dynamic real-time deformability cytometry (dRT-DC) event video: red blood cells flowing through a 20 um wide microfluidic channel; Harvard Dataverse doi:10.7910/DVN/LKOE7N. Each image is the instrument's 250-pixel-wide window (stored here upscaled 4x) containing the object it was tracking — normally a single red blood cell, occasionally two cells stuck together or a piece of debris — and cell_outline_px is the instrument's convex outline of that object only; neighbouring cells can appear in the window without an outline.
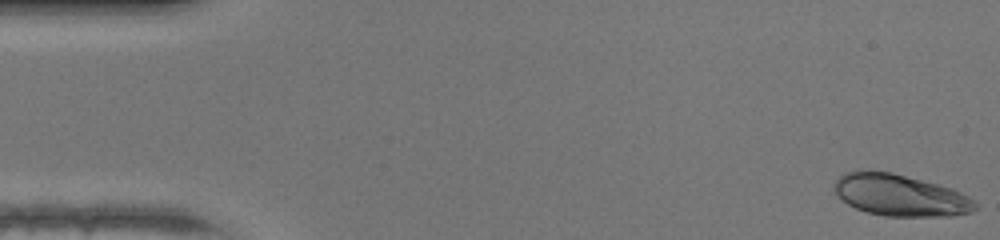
{"species": "human", "species_latin": "Homo sapiens", "temperature_condition": "warm", "stored_images_in_passage": 47, "camera_frame_rate_fps": 3000, "um_per_image_px": 0.085, "donor": {"sex": "female"}, "frame": {"image": 1, "passage_image": 1, "time_ms": 0.0, "image_size_px": [1000, 240], "cell_outline_px": [[976, 208], [972, 212], [952, 216], [884, 216], [868, 212], [856, 208], [848, 204], [836, 192], [836, 180], [844, 172], [856, 168], [868, 168], [892, 172], [952, 188], [968, 196], [976, 204]], "centroid_in_image_um": [76.49, 16.56], "position_along_channel_um": 8.5, "area_um2": 34.39}}
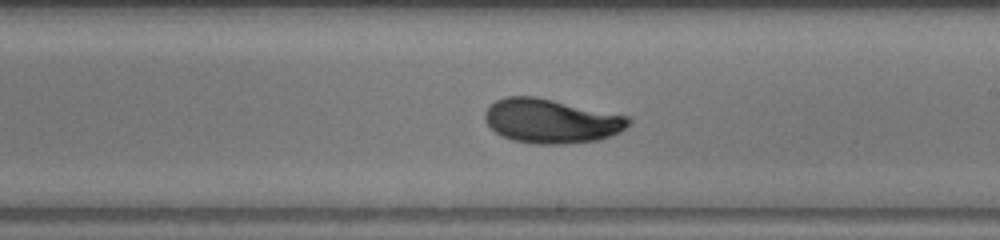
{"frame": {"image": 2, "passage_image": 27, "time_ms": 8.667, "image_size_px": [1000, 240], "cell_outline_px": [[632, 124], [620, 132], [600, 140], [564, 144], [536, 144], [512, 140], [500, 136], [484, 120], [484, 112], [496, 100], [504, 96], [536, 96], [632, 116]], "centroid_in_image_um": [46.91, 10.28], "position_along_channel_um": 242.1, "area_um2": 37.63}}
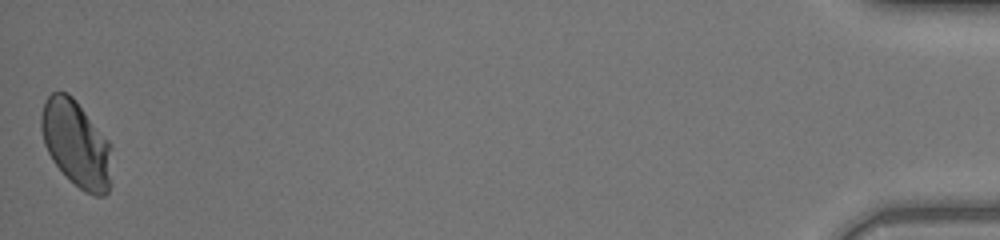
{"frame": {"image": 3, "passage_image": 47, "time_ms": 15.333, "image_size_px": [1000, 240], "cell_outline_px": [[112, 184], [108, 192], [104, 196], [96, 196], [84, 192], [52, 160], [44, 144], [40, 128], [40, 116], [44, 104], [48, 96], [52, 92], [68, 92], [76, 100], [112, 144]], "centroid_in_image_um": [6.53, 12.23], "position_along_channel_um": 428.7, "area_um2": 35.89}, "authors_computed_cell_mechanics": {"area_um2": 35.3736, "velocity_mm_per_s": 4.3476, "shape_relaxation_time_tau1_ms": 3.3533, "shape_relaxation_time_tau2_ms": null, "deformation_change_tau1": 0.1469, "deformation_change_tau2": null}}